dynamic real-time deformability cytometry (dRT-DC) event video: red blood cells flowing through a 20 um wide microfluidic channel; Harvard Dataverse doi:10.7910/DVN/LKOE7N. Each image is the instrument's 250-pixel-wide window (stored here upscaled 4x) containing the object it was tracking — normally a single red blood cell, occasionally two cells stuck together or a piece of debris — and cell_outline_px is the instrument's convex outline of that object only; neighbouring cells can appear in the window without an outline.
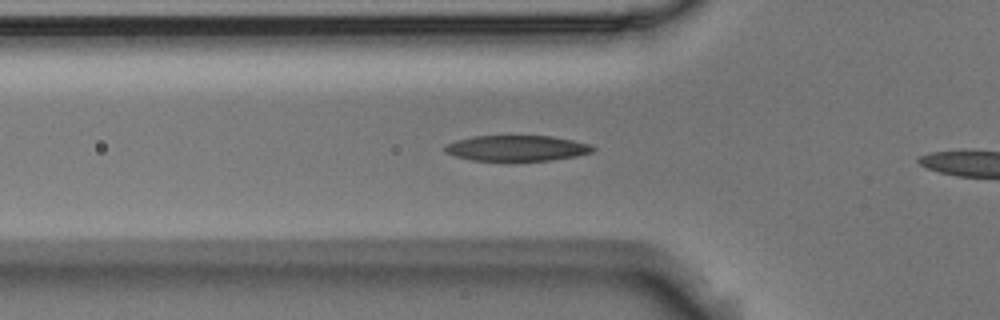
{"species": "Egyptian fruit bat (a non-hibernating species)", "species_latin": "Rousettus aegyptiacus", "temperature_condition": "room temperature", "stored_images_in_passage": 7, "camera_frame_rate_fps": 3000, "um_per_image_px": 0.085, "animal": {"sex": "male"}, "frame": {"image": 1, "passage_image": 5, "time_ms": 1.333, "image_size_px": [1000, 320], "cell_outline_px": [[596, 148], [592, 152], [576, 156], [552, 160], [472, 160], [456, 156], [444, 152], [444, 144], [456, 140], [472, 136], [552, 136], [592, 144]], "centroid_in_image_um": [43.92, 12.58], "position_along_channel_um": 81.9, "area_um2": 22.08}}